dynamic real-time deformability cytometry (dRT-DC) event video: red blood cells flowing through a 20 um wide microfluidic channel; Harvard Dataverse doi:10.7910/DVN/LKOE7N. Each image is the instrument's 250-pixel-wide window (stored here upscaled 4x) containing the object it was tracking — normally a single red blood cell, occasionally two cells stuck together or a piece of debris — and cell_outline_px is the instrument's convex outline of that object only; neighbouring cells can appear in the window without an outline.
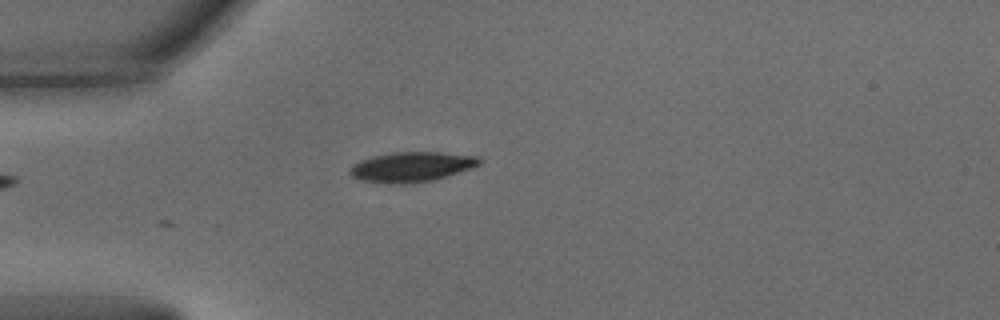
{"species": "common noctule bat (a hibernating species)", "species_latin": "Nyctalus noctula", "temperature_condition": "warm", "stored_images_in_passage": 9, "camera_frame_rate_fps": 3000, "um_per_image_px": 0.085, "animal": {"sex": "male", "body_mass_g": 15.6}, "frame": {"image": 1, "passage_image": 1, "time_ms": 0.0, "image_size_px": [1000, 320], "cell_outline_px": [[484, 160], [480, 164], [472, 168], [448, 176], [432, 180], [412, 184], [388, 184], [360, 180], [352, 176], [348, 172], [348, 168], [352, 164], [360, 160], [372, 156], [392, 152], [440, 152], [476, 156]], "centroid_in_image_um": [34.96, 14.19], "position_along_channel_um": 50.0, "area_um2": 23.0}}
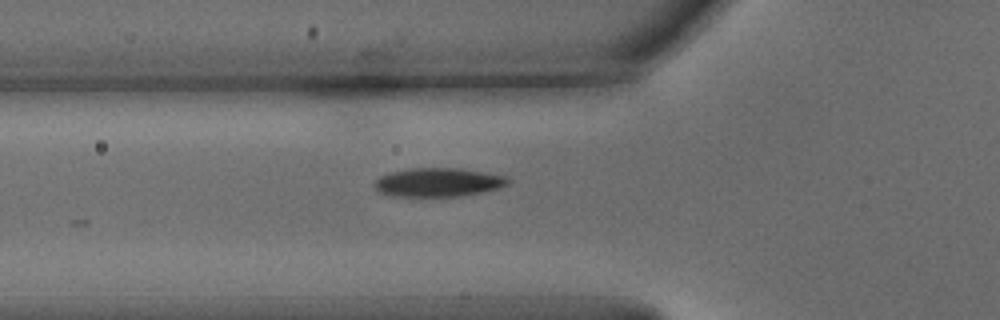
{"frame": {"image": 2, "passage_image": 5, "time_ms": 1.333, "image_size_px": [1000, 320], "cell_outline_px": [[512, 180], [508, 184], [500, 188], [464, 196], [392, 196], [380, 192], [372, 184], [380, 176], [392, 172], [412, 168], [460, 168], [508, 176]], "centroid_in_image_um": [37.3, 15.49], "position_along_channel_um": 88.5, "area_um2": 22.48}}